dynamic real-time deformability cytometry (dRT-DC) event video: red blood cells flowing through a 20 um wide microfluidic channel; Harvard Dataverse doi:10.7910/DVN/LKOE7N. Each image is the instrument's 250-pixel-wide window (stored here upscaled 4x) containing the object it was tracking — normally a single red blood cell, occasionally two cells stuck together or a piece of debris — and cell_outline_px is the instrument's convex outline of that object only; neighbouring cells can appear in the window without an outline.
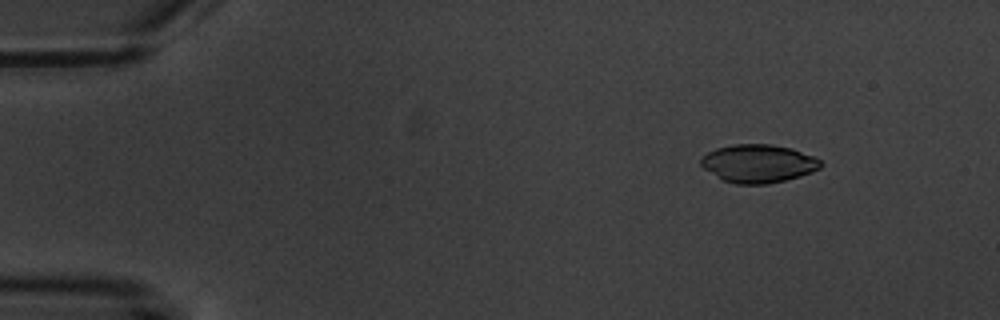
{"species": "common noctule bat (a hibernating species)", "species_latin": "Nyctalus noctula", "temperature_condition": "warm", "stored_images_in_passage": 5, "camera_frame_rate_fps": 3000, "um_per_image_px": 0.085, "animal": {"sex": "male", "body_mass_g": 20.1, "forearm_length_mm": 53.5}, "frame": {"image": 1, "passage_image": 2, "time_ms": 1.667, "image_size_px": [1000, 320], "cell_outline_px": [[824, 164], [820, 168], [812, 172], [800, 176], [768, 184], [736, 184], [724, 180], [704, 168], [700, 164], [700, 156], [716, 148], [732, 144], [772, 144], [792, 148], [812, 156], [820, 160]], "centroid_in_image_um": [64.45, 13.89], "position_along_channel_um": 20.5, "area_um2": 26.65}}